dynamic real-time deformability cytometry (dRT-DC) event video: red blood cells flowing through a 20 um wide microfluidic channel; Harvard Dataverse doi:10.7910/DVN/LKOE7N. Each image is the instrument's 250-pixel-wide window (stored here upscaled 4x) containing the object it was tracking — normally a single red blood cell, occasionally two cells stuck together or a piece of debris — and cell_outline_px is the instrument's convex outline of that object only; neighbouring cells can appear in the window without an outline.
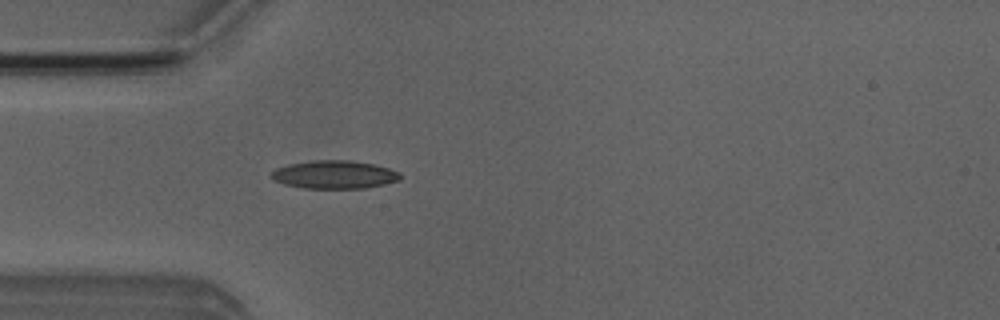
{"species": "Egyptian fruit bat (a non-hibernating species)", "species_latin": "Rousettus aegyptiacus", "temperature_condition": "room temperature", "stored_images_in_passage": 5, "camera_frame_rate_fps": 3000, "um_per_image_px": 0.085, "animal": {"sex": "male"}, "frame": {"image": 1, "passage_image": 5, "time_ms": 4.667, "image_size_px": [1000, 320], "cell_outline_px": [[400, 180], [384, 184], [364, 188], [304, 188], [284, 184], [272, 180], [268, 176], [276, 168], [288, 164], [312, 160], [348, 160], [372, 164], [388, 168], [400, 172]], "centroid_in_image_um": [28.37, 14.84], "position_along_channel_um": 56.6, "area_um2": 21.15}}